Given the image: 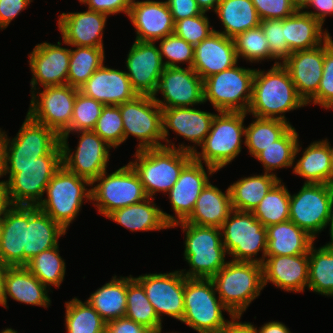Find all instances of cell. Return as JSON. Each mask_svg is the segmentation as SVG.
I'll return each instance as SVG.
<instances>
[{
	"label": "cell",
	"mask_w": 333,
	"mask_h": 333,
	"mask_svg": "<svg viewBox=\"0 0 333 333\" xmlns=\"http://www.w3.org/2000/svg\"><path fill=\"white\" fill-rule=\"evenodd\" d=\"M246 116V112L223 111L215 114L210 131L199 146L201 152H193V159L213 167L217 172L230 164L241 153L242 143L245 144Z\"/></svg>",
	"instance_id": "3"
},
{
	"label": "cell",
	"mask_w": 333,
	"mask_h": 333,
	"mask_svg": "<svg viewBox=\"0 0 333 333\" xmlns=\"http://www.w3.org/2000/svg\"><path fill=\"white\" fill-rule=\"evenodd\" d=\"M77 133L78 145L73 150L69 147V135ZM62 148V165L70 172L79 177L87 179L92 183L104 171H107V164L110 159V149L108 145L93 130L65 132L60 136Z\"/></svg>",
	"instance_id": "14"
},
{
	"label": "cell",
	"mask_w": 333,
	"mask_h": 333,
	"mask_svg": "<svg viewBox=\"0 0 333 333\" xmlns=\"http://www.w3.org/2000/svg\"><path fill=\"white\" fill-rule=\"evenodd\" d=\"M307 289L316 294L333 297V242L309 250Z\"/></svg>",
	"instance_id": "40"
},
{
	"label": "cell",
	"mask_w": 333,
	"mask_h": 333,
	"mask_svg": "<svg viewBox=\"0 0 333 333\" xmlns=\"http://www.w3.org/2000/svg\"><path fill=\"white\" fill-rule=\"evenodd\" d=\"M333 38L325 41V59L322 78L317 94L307 105H319L324 109L333 110ZM312 103V104H311Z\"/></svg>",
	"instance_id": "53"
},
{
	"label": "cell",
	"mask_w": 333,
	"mask_h": 333,
	"mask_svg": "<svg viewBox=\"0 0 333 333\" xmlns=\"http://www.w3.org/2000/svg\"><path fill=\"white\" fill-rule=\"evenodd\" d=\"M262 274L264 288L270 282L284 292H305L309 278V252L292 256H266L262 263Z\"/></svg>",
	"instance_id": "24"
},
{
	"label": "cell",
	"mask_w": 333,
	"mask_h": 333,
	"mask_svg": "<svg viewBox=\"0 0 333 333\" xmlns=\"http://www.w3.org/2000/svg\"><path fill=\"white\" fill-rule=\"evenodd\" d=\"M242 315H232L221 333H257V327L251 322L240 321Z\"/></svg>",
	"instance_id": "61"
},
{
	"label": "cell",
	"mask_w": 333,
	"mask_h": 333,
	"mask_svg": "<svg viewBox=\"0 0 333 333\" xmlns=\"http://www.w3.org/2000/svg\"><path fill=\"white\" fill-rule=\"evenodd\" d=\"M7 269L8 266L0 261V305L2 307H4L5 276Z\"/></svg>",
	"instance_id": "64"
},
{
	"label": "cell",
	"mask_w": 333,
	"mask_h": 333,
	"mask_svg": "<svg viewBox=\"0 0 333 333\" xmlns=\"http://www.w3.org/2000/svg\"><path fill=\"white\" fill-rule=\"evenodd\" d=\"M98 183L95 185V183ZM91 201L105 218L114 210L144 201L147 197L138 174L128 163L112 173L104 171L91 183Z\"/></svg>",
	"instance_id": "10"
},
{
	"label": "cell",
	"mask_w": 333,
	"mask_h": 333,
	"mask_svg": "<svg viewBox=\"0 0 333 333\" xmlns=\"http://www.w3.org/2000/svg\"><path fill=\"white\" fill-rule=\"evenodd\" d=\"M67 231L37 206H28L26 245L23 251V266L41 252L59 245L58 239Z\"/></svg>",
	"instance_id": "30"
},
{
	"label": "cell",
	"mask_w": 333,
	"mask_h": 333,
	"mask_svg": "<svg viewBox=\"0 0 333 333\" xmlns=\"http://www.w3.org/2000/svg\"><path fill=\"white\" fill-rule=\"evenodd\" d=\"M64 260L57 245L33 257L25 267L51 291V286L59 288L64 281L66 273Z\"/></svg>",
	"instance_id": "47"
},
{
	"label": "cell",
	"mask_w": 333,
	"mask_h": 333,
	"mask_svg": "<svg viewBox=\"0 0 333 333\" xmlns=\"http://www.w3.org/2000/svg\"><path fill=\"white\" fill-rule=\"evenodd\" d=\"M133 0H79L92 11L102 12L107 15L124 13L128 16Z\"/></svg>",
	"instance_id": "56"
},
{
	"label": "cell",
	"mask_w": 333,
	"mask_h": 333,
	"mask_svg": "<svg viewBox=\"0 0 333 333\" xmlns=\"http://www.w3.org/2000/svg\"><path fill=\"white\" fill-rule=\"evenodd\" d=\"M27 226L28 206L13 205L3 217L0 232V261L4 265L23 266Z\"/></svg>",
	"instance_id": "29"
},
{
	"label": "cell",
	"mask_w": 333,
	"mask_h": 333,
	"mask_svg": "<svg viewBox=\"0 0 333 333\" xmlns=\"http://www.w3.org/2000/svg\"><path fill=\"white\" fill-rule=\"evenodd\" d=\"M48 153H62L60 136L28 114L14 138L5 131L4 165H28Z\"/></svg>",
	"instance_id": "13"
},
{
	"label": "cell",
	"mask_w": 333,
	"mask_h": 333,
	"mask_svg": "<svg viewBox=\"0 0 333 333\" xmlns=\"http://www.w3.org/2000/svg\"><path fill=\"white\" fill-rule=\"evenodd\" d=\"M214 14L224 29L217 32L232 39L239 33L258 27L261 21L251 0H220Z\"/></svg>",
	"instance_id": "38"
},
{
	"label": "cell",
	"mask_w": 333,
	"mask_h": 333,
	"mask_svg": "<svg viewBox=\"0 0 333 333\" xmlns=\"http://www.w3.org/2000/svg\"><path fill=\"white\" fill-rule=\"evenodd\" d=\"M302 146L298 141L292 173L305 179L304 183L332 184L333 174L331 166V154L329 146L324 140L313 141L302 151ZM300 151L303 153L297 159Z\"/></svg>",
	"instance_id": "32"
},
{
	"label": "cell",
	"mask_w": 333,
	"mask_h": 333,
	"mask_svg": "<svg viewBox=\"0 0 333 333\" xmlns=\"http://www.w3.org/2000/svg\"><path fill=\"white\" fill-rule=\"evenodd\" d=\"M93 131L114 149L123 144V119L119 106L104 105Z\"/></svg>",
	"instance_id": "49"
},
{
	"label": "cell",
	"mask_w": 333,
	"mask_h": 333,
	"mask_svg": "<svg viewBox=\"0 0 333 333\" xmlns=\"http://www.w3.org/2000/svg\"><path fill=\"white\" fill-rule=\"evenodd\" d=\"M165 2L170 9L174 22L203 13L196 0H165Z\"/></svg>",
	"instance_id": "58"
},
{
	"label": "cell",
	"mask_w": 333,
	"mask_h": 333,
	"mask_svg": "<svg viewBox=\"0 0 333 333\" xmlns=\"http://www.w3.org/2000/svg\"><path fill=\"white\" fill-rule=\"evenodd\" d=\"M185 233L184 260L189 270H180L186 278L211 279L228 261L226 249L222 243L221 228L198 226L185 221L174 224Z\"/></svg>",
	"instance_id": "2"
},
{
	"label": "cell",
	"mask_w": 333,
	"mask_h": 333,
	"mask_svg": "<svg viewBox=\"0 0 333 333\" xmlns=\"http://www.w3.org/2000/svg\"><path fill=\"white\" fill-rule=\"evenodd\" d=\"M34 0H0V29H6Z\"/></svg>",
	"instance_id": "57"
},
{
	"label": "cell",
	"mask_w": 333,
	"mask_h": 333,
	"mask_svg": "<svg viewBox=\"0 0 333 333\" xmlns=\"http://www.w3.org/2000/svg\"><path fill=\"white\" fill-rule=\"evenodd\" d=\"M238 61L233 39L214 30L194 47L192 69L204 80L234 67Z\"/></svg>",
	"instance_id": "28"
},
{
	"label": "cell",
	"mask_w": 333,
	"mask_h": 333,
	"mask_svg": "<svg viewBox=\"0 0 333 333\" xmlns=\"http://www.w3.org/2000/svg\"><path fill=\"white\" fill-rule=\"evenodd\" d=\"M125 317L144 326L145 328L162 327L154 307L147 298L143 286L132 276H127Z\"/></svg>",
	"instance_id": "46"
},
{
	"label": "cell",
	"mask_w": 333,
	"mask_h": 333,
	"mask_svg": "<svg viewBox=\"0 0 333 333\" xmlns=\"http://www.w3.org/2000/svg\"><path fill=\"white\" fill-rule=\"evenodd\" d=\"M127 74L138 95L153 96L165 66L155 42L135 40L126 58Z\"/></svg>",
	"instance_id": "22"
},
{
	"label": "cell",
	"mask_w": 333,
	"mask_h": 333,
	"mask_svg": "<svg viewBox=\"0 0 333 333\" xmlns=\"http://www.w3.org/2000/svg\"><path fill=\"white\" fill-rule=\"evenodd\" d=\"M4 156H5V130L0 128V178L4 172Z\"/></svg>",
	"instance_id": "66"
},
{
	"label": "cell",
	"mask_w": 333,
	"mask_h": 333,
	"mask_svg": "<svg viewBox=\"0 0 333 333\" xmlns=\"http://www.w3.org/2000/svg\"><path fill=\"white\" fill-rule=\"evenodd\" d=\"M79 89L70 85L34 90L27 114L36 122L62 136L70 127L74 103Z\"/></svg>",
	"instance_id": "15"
},
{
	"label": "cell",
	"mask_w": 333,
	"mask_h": 333,
	"mask_svg": "<svg viewBox=\"0 0 333 333\" xmlns=\"http://www.w3.org/2000/svg\"><path fill=\"white\" fill-rule=\"evenodd\" d=\"M127 276L112 279L91 293L86 300L105 321L125 317L127 302Z\"/></svg>",
	"instance_id": "39"
},
{
	"label": "cell",
	"mask_w": 333,
	"mask_h": 333,
	"mask_svg": "<svg viewBox=\"0 0 333 333\" xmlns=\"http://www.w3.org/2000/svg\"><path fill=\"white\" fill-rule=\"evenodd\" d=\"M284 34L292 52L316 48L331 36L318 20L301 9L284 19Z\"/></svg>",
	"instance_id": "36"
},
{
	"label": "cell",
	"mask_w": 333,
	"mask_h": 333,
	"mask_svg": "<svg viewBox=\"0 0 333 333\" xmlns=\"http://www.w3.org/2000/svg\"><path fill=\"white\" fill-rule=\"evenodd\" d=\"M128 18L136 30L135 40L158 42L174 31V21L165 1L133 0Z\"/></svg>",
	"instance_id": "26"
},
{
	"label": "cell",
	"mask_w": 333,
	"mask_h": 333,
	"mask_svg": "<svg viewBox=\"0 0 333 333\" xmlns=\"http://www.w3.org/2000/svg\"><path fill=\"white\" fill-rule=\"evenodd\" d=\"M329 146V151H330V154H331V166H332V174H333V147L331 146L330 142H328V139L325 138L323 139Z\"/></svg>",
	"instance_id": "68"
},
{
	"label": "cell",
	"mask_w": 333,
	"mask_h": 333,
	"mask_svg": "<svg viewBox=\"0 0 333 333\" xmlns=\"http://www.w3.org/2000/svg\"><path fill=\"white\" fill-rule=\"evenodd\" d=\"M222 243L232 261L262 264L266 258L267 228L252 212L233 210L222 227ZM262 252L261 257L257 254Z\"/></svg>",
	"instance_id": "9"
},
{
	"label": "cell",
	"mask_w": 333,
	"mask_h": 333,
	"mask_svg": "<svg viewBox=\"0 0 333 333\" xmlns=\"http://www.w3.org/2000/svg\"><path fill=\"white\" fill-rule=\"evenodd\" d=\"M152 97L161 108L204 104L203 80L192 68L165 67Z\"/></svg>",
	"instance_id": "18"
},
{
	"label": "cell",
	"mask_w": 333,
	"mask_h": 333,
	"mask_svg": "<svg viewBox=\"0 0 333 333\" xmlns=\"http://www.w3.org/2000/svg\"><path fill=\"white\" fill-rule=\"evenodd\" d=\"M162 328H163V327H160V331H159V333H162ZM166 333H169V332H166ZM171 333H177V332H171Z\"/></svg>",
	"instance_id": "72"
},
{
	"label": "cell",
	"mask_w": 333,
	"mask_h": 333,
	"mask_svg": "<svg viewBox=\"0 0 333 333\" xmlns=\"http://www.w3.org/2000/svg\"><path fill=\"white\" fill-rule=\"evenodd\" d=\"M118 106L123 119L124 142L131 135L139 141L136 151L164 147L162 108L152 96L137 95Z\"/></svg>",
	"instance_id": "12"
},
{
	"label": "cell",
	"mask_w": 333,
	"mask_h": 333,
	"mask_svg": "<svg viewBox=\"0 0 333 333\" xmlns=\"http://www.w3.org/2000/svg\"><path fill=\"white\" fill-rule=\"evenodd\" d=\"M216 172L213 167L203 165L194 159L183 168L177 182L166 194L175 216L162 211L171 227L185 221L191 215L201 191L210 180L209 176Z\"/></svg>",
	"instance_id": "20"
},
{
	"label": "cell",
	"mask_w": 333,
	"mask_h": 333,
	"mask_svg": "<svg viewBox=\"0 0 333 333\" xmlns=\"http://www.w3.org/2000/svg\"><path fill=\"white\" fill-rule=\"evenodd\" d=\"M154 200L148 197L142 202L114 210L106 218L120 224L130 232L171 228L163 216V210L155 204Z\"/></svg>",
	"instance_id": "34"
},
{
	"label": "cell",
	"mask_w": 333,
	"mask_h": 333,
	"mask_svg": "<svg viewBox=\"0 0 333 333\" xmlns=\"http://www.w3.org/2000/svg\"><path fill=\"white\" fill-rule=\"evenodd\" d=\"M257 333H291L290 329L282 322L270 321L258 327Z\"/></svg>",
	"instance_id": "62"
},
{
	"label": "cell",
	"mask_w": 333,
	"mask_h": 333,
	"mask_svg": "<svg viewBox=\"0 0 333 333\" xmlns=\"http://www.w3.org/2000/svg\"><path fill=\"white\" fill-rule=\"evenodd\" d=\"M305 1L307 0H301V7L304 5Z\"/></svg>",
	"instance_id": "73"
},
{
	"label": "cell",
	"mask_w": 333,
	"mask_h": 333,
	"mask_svg": "<svg viewBox=\"0 0 333 333\" xmlns=\"http://www.w3.org/2000/svg\"><path fill=\"white\" fill-rule=\"evenodd\" d=\"M62 166V153H48L28 165H4L3 177L12 205L38 206L51 178Z\"/></svg>",
	"instance_id": "6"
},
{
	"label": "cell",
	"mask_w": 333,
	"mask_h": 333,
	"mask_svg": "<svg viewBox=\"0 0 333 333\" xmlns=\"http://www.w3.org/2000/svg\"><path fill=\"white\" fill-rule=\"evenodd\" d=\"M310 7L315 10L308 11ZM301 10L324 25L325 18L333 15V0H307L301 7Z\"/></svg>",
	"instance_id": "59"
},
{
	"label": "cell",
	"mask_w": 333,
	"mask_h": 333,
	"mask_svg": "<svg viewBox=\"0 0 333 333\" xmlns=\"http://www.w3.org/2000/svg\"><path fill=\"white\" fill-rule=\"evenodd\" d=\"M256 69L234 67L203 80L204 103L209 101L217 112H248Z\"/></svg>",
	"instance_id": "11"
},
{
	"label": "cell",
	"mask_w": 333,
	"mask_h": 333,
	"mask_svg": "<svg viewBox=\"0 0 333 333\" xmlns=\"http://www.w3.org/2000/svg\"><path fill=\"white\" fill-rule=\"evenodd\" d=\"M89 186L91 183L87 179L68 171L62 165L46 187L47 198H43L37 208L67 231L80 214L83 203L91 202Z\"/></svg>",
	"instance_id": "7"
},
{
	"label": "cell",
	"mask_w": 333,
	"mask_h": 333,
	"mask_svg": "<svg viewBox=\"0 0 333 333\" xmlns=\"http://www.w3.org/2000/svg\"><path fill=\"white\" fill-rule=\"evenodd\" d=\"M238 60L243 58L246 62L260 63L275 59L270 54V47L262 27L246 30L233 38Z\"/></svg>",
	"instance_id": "48"
},
{
	"label": "cell",
	"mask_w": 333,
	"mask_h": 333,
	"mask_svg": "<svg viewBox=\"0 0 333 333\" xmlns=\"http://www.w3.org/2000/svg\"><path fill=\"white\" fill-rule=\"evenodd\" d=\"M105 56L104 48L72 46L67 85L79 89L104 64Z\"/></svg>",
	"instance_id": "42"
},
{
	"label": "cell",
	"mask_w": 333,
	"mask_h": 333,
	"mask_svg": "<svg viewBox=\"0 0 333 333\" xmlns=\"http://www.w3.org/2000/svg\"><path fill=\"white\" fill-rule=\"evenodd\" d=\"M129 164L138 174L147 197L167 194L177 182L183 168L193 159L187 151L167 147L137 150Z\"/></svg>",
	"instance_id": "4"
},
{
	"label": "cell",
	"mask_w": 333,
	"mask_h": 333,
	"mask_svg": "<svg viewBox=\"0 0 333 333\" xmlns=\"http://www.w3.org/2000/svg\"><path fill=\"white\" fill-rule=\"evenodd\" d=\"M232 211L229 186L224 193L209 181L201 191L193 212L185 222L198 226L221 228Z\"/></svg>",
	"instance_id": "33"
},
{
	"label": "cell",
	"mask_w": 333,
	"mask_h": 333,
	"mask_svg": "<svg viewBox=\"0 0 333 333\" xmlns=\"http://www.w3.org/2000/svg\"><path fill=\"white\" fill-rule=\"evenodd\" d=\"M220 0H196L202 12L215 11Z\"/></svg>",
	"instance_id": "65"
},
{
	"label": "cell",
	"mask_w": 333,
	"mask_h": 333,
	"mask_svg": "<svg viewBox=\"0 0 333 333\" xmlns=\"http://www.w3.org/2000/svg\"><path fill=\"white\" fill-rule=\"evenodd\" d=\"M160 327L155 328H145L142 333H159Z\"/></svg>",
	"instance_id": "69"
},
{
	"label": "cell",
	"mask_w": 333,
	"mask_h": 333,
	"mask_svg": "<svg viewBox=\"0 0 333 333\" xmlns=\"http://www.w3.org/2000/svg\"><path fill=\"white\" fill-rule=\"evenodd\" d=\"M211 279L187 278L184 287V316L182 323L197 333H221L228 320L223 311L233 315L216 295Z\"/></svg>",
	"instance_id": "8"
},
{
	"label": "cell",
	"mask_w": 333,
	"mask_h": 333,
	"mask_svg": "<svg viewBox=\"0 0 333 333\" xmlns=\"http://www.w3.org/2000/svg\"><path fill=\"white\" fill-rule=\"evenodd\" d=\"M329 226L330 242H333V183L330 184V205H329V218L327 222Z\"/></svg>",
	"instance_id": "67"
},
{
	"label": "cell",
	"mask_w": 333,
	"mask_h": 333,
	"mask_svg": "<svg viewBox=\"0 0 333 333\" xmlns=\"http://www.w3.org/2000/svg\"><path fill=\"white\" fill-rule=\"evenodd\" d=\"M65 308L67 333H105L106 322L86 300L74 297L65 302Z\"/></svg>",
	"instance_id": "44"
},
{
	"label": "cell",
	"mask_w": 333,
	"mask_h": 333,
	"mask_svg": "<svg viewBox=\"0 0 333 333\" xmlns=\"http://www.w3.org/2000/svg\"><path fill=\"white\" fill-rule=\"evenodd\" d=\"M48 292L49 289L25 266L8 267L5 276L4 308H9L8 297L20 303L49 308L51 298Z\"/></svg>",
	"instance_id": "31"
},
{
	"label": "cell",
	"mask_w": 333,
	"mask_h": 333,
	"mask_svg": "<svg viewBox=\"0 0 333 333\" xmlns=\"http://www.w3.org/2000/svg\"><path fill=\"white\" fill-rule=\"evenodd\" d=\"M299 134L295 127H291L280 139L262 150L256 157L262 165L265 173L276 175L274 171L283 168H293L294 155Z\"/></svg>",
	"instance_id": "43"
},
{
	"label": "cell",
	"mask_w": 333,
	"mask_h": 333,
	"mask_svg": "<svg viewBox=\"0 0 333 333\" xmlns=\"http://www.w3.org/2000/svg\"><path fill=\"white\" fill-rule=\"evenodd\" d=\"M267 228L266 256H292L309 252L315 239L290 220Z\"/></svg>",
	"instance_id": "35"
},
{
	"label": "cell",
	"mask_w": 333,
	"mask_h": 333,
	"mask_svg": "<svg viewBox=\"0 0 333 333\" xmlns=\"http://www.w3.org/2000/svg\"><path fill=\"white\" fill-rule=\"evenodd\" d=\"M60 40L57 44L42 42L37 44L28 55L32 73L30 93L41 87L67 85L70 62V49L62 47Z\"/></svg>",
	"instance_id": "21"
},
{
	"label": "cell",
	"mask_w": 333,
	"mask_h": 333,
	"mask_svg": "<svg viewBox=\"0 0 333 333\" xmlns=\"http://www.w3.org/2000/svg\"><path fill=\"white\" fill-rule=\"evenodd\" d=\"M158 41H160L158 49L165 67H180L178 64L186 63V67L192 68L194 46L174 33Z\"/></svg>",
	"instance_id": "50"
},
{
	"label": "cell",
	"mask_w": 333,
	"mask_h": 333,
	"mask_svg": "<svg viewBox=\"0 0 333 333\" xmlns=\"http://www.w3.org/2000/svg\"><path fill=\"white\" fill-rule=\"evenodd\" d=\"M260 26L262 27V30L268 41L270 47V54L275 59L273 65L283 63L292 53L288 44L286 43V39L284 38V19L263 20L260 21Z\"/></svg>",
	"instance_id": "54"
},
{
	"label": "cell",
	"mask_w": 333,
	"mask_h": 333,
	"mask_svg": "<svg viewBox=\"0 0 333 333\" xmlns=\"http://www.w3.org/2000/svg\"><path fill=\"white\" fill-rule=\"evenodd\" d=\"M79 92L104 105L116 106L138 95L125 71L110 68L105 63L79 88Z\"/></svg>",
	"instance_id": "27"
},
{
	"label": "cell",
	"mask_w": 333,
	"mask_h": 333,
	"mask_svg": "<svg viewBox=\"0 0 333 333\" xmlns=\"http://www.w3.org/2000/svg\"><path fill=\"white\" fill-rule=\"evenodd\" d=\"M325 42L316 48L292 52L282 63L298 95L307 104L316 94L322 78Z\"/></svg>",
	"instance_id": "25"
},
{
	"label": "cell",
	"mask_w": 333,
	"mask_h": 333,
	"mask_svg": "<svg viewBox=\"0 0 333 333\" xmlns=\"http://www.w3.org/2000/svg\"><path fill=\"white\" fill-rule=\"evenodd\" d=\"M279 180L281 178L277 175L263 172L261 175L253 174L233 182L229 185L233 210L253 212Z\"/></svg>",
	"instance_id": "37"
},
{
	"label": "cell",
	"mask_w": 333,
	"mask_h": 333,
	"mask_svg": "<svg viewBox=\"0 0 333 333\" xmlns=\"http://www.w3.org/2000/svg\"><path fill=\"white\" fill-rule=\"evenodd\" d=\"M307 104L298 95L287 69L282 63L271 69H256L252 97L247 114L258 118L280 119L289 122L285 113L298 110Z\"/></svg>",
	"instance_id": "1"
},
{
	"label": "cell",
	"mask_w": 333,
	"mask_h": 333,
	"mask_svg": "<svg viewBox=\"0 0 333 333\" xmlns=\"http://www.w3.org/2000/svg\"><path fill=\"white\" fill-rule=\"evenodd\" d=\"M109 15L87 9L58 15V30L67 46L104 48L103 34Z\"/></svg>",
	"instance_id": "23"
},
{
	"label": "cell",
	"mask_w": 333,
	"mask_h": 333,
	"mask_svg": "<svg viewBox=\"0 0 333 333\" xmlns=\"http://www.w3.org/2000/svg\"><path fill=\"white\" fill-rule=\"evenodd\" d=\"M2 219H0V232H1Z\"/></svg>",
	"instance_id": "74"
},
{
	"label": "cell",
	"mask_w": 333,
	"mask_h": 333,
	"mask_svg": "<svg viewBox=\"0 0 333 333\" xmlns=\"http://www.w3.org/2000/svg\"><path fill=\"white\" fill-rule=\"evenodd\" d=\"M0 333H17V331L12 328H5Z\"/></svg>",
	"instance_id": "70"
},
{
	"label": "cell",
	"mask_w": 333,
	"mask_h": 333,
	"mask_svg": "<svg viewBox=\"0 0 333 333\" xmlns=\"http://www.w3.org/2000/svg\"><path fill=\"white\" fill-rule=\"evenodd\" d=\"M144 326L127 317L117 318L106 322L105 333H142Z\"/></svg>",
	"instance_id": "60"
},
{
	"label": "cell",
	"mask_w": 333,
	"mask_h": 333,
	"mask_svg": "<svg viewBox=\"0 0 333 333\" xmlns=\"http://www.w3.org/2000/svg\"><path fill=\"white\" fill-rule=\"evenodd\" d=\"M206 13L174 22L173 33L186 40L190 45L196 46L214 32Z\"/></svg>",
	"instance_id": "52"
},
{
	"label": "cell",
	"mask_w": 333,
	"mask_h": 333,
	"mask_svg": "<svg viewBox=\"0 0 333 333\" xmlns=\"http://www.w3.org/2000/svg\"><path fill=\"white\" fill-rule=\"evenodd\" d=\"M211 280L221 302L233 315H243L263 286L262 264L228 261Z\"/></svg>",
	"instance_id": "5"
},
{
	"label": "cell",
	"mask_w": 333,
	"mask_h": 333,
	"mask_svg": "<svg viewBox=\"0 0 333 333\" xmlns=\"http://www.w3.org/2000/svg\"><path fill=\"white\" fill-rule=\"evenodd\" d=\"M261 21L283 20L299 8L291 0H251Z\"/></svg>",
	"instance_id": "55"
},
{
	"label": "cell",
	"mask_w": 333,
	"mask_h": 333,
	"mask_svg": "<svg viewBox=\"0 0 333 333\" xmlns=\"http://www.w3.org/2000/svg\"><path fill=\"white\" fill-rule=\"evenodd\" d=\"M329 205L330 184L303 183L297 193H290L289 220L316 240L327 228Z\"/></svg>",
	"instance_id": "16"
},
{
	"label": "cell",
	"mask_w": 333,
	"mask_h": 333,
	"mask_svg": "<svg viewBox=\"0 0 333 333\" xmlns=\"http://www.w3.org/2000/svg\"><path fill=\"white\" fill-rule=\"evenodd\" d=\"M282 181L267 192L252 212L264 227L289 220L290 191Z\"/></svg>",
	"instance_id": "45"
},
{
	"label": "cell",
	"mask_w": 333,
	"mask_h": 333,
	"mask_svg": "<svg viewBox=\"0 0 333 333\" xmlns=\"http://www.w3.org/2000/svg\"><path fill=\"white\" fill-rule=\"evenodd\" d=\"M104 104L78 92L73 108L71 125L66 132L93 130L101 116Z\"/></svg>",
	"instance_id": "51"
},
{
	"label": "cell",
	"mask_w": 333,
	"mask_h": 333,
	"mask_svg": "<svg viewBox=\"0 0 333 333\" xmlns=\"http://www.w3.org/2000/svg\"><path fill=\"white\" fill-rule=\"evenodd\" d=\"M215 113L202 111L195 107L162 108V135L164 147L187 151L198 150L210 131ZM169 129L194 145H176L168 139ZM197 148V149H196Z\"/></svg>",
	"instance_id": "17"
},
{
	"label": "cell",
	"mask_w": 333,
	"mask_h": 333,
	"mask_svg": "<svg viewBox=\"0 0 333 333\" xmlns=\"http://www.w3.org/2000/svg\"><path fill=\"white\" fill-rule=\"evenodd\" d=\"M12 203L7 192V187L3 180H0V219L6 215L7 211L12 207Z\"/></svg>",
	"instance_id": "63"
},
{
	"label": "cell",
	"mask_w": 333,
	"mask_h": 333,
	"mask_svg": "<svg viewBox=\"0 0 333 333\" xmlns=\"http://www.w3.org/2000/svg\"><path fill=\"white\" fill-rule=\"evenodd\" d=\"M299 9H301V0H291Z\"/></svg>",
	"instance_id": "71"
},
{
	"label": "cell",
	"mask_w": 333,
	"mask_h": 333,
	"mask_svg": "<svg viewBox=\"0 0 333 333\" xmlns=\"http://www.w3.org/2000/svg\"><path fill=\"white\" fill-rule=\"evenodd\" d=\"M145 289L147 298L162 322L164 315L181 322L184 316V287L187 279L180 270L149 273L134 277Z\"/></svg>",
	"instance_id": "19"
},
{
	"label": "cell",
	"mask_w": 333,
	"mask_h": 333,
	"mask_svg": "<svg viewBox=\"0 0 333 333\" xmlns=\"http://www.w3.org/2000/svg\"><path fill=\"white\" fill-rule=\"evenodd\" d=\"M291 127L290 122L280 119L254 117L252 123L245 127L244 146L255 158L262 150L280 139Z\"/></svg>",
	"instance_id": "41"
}]
</instances>
